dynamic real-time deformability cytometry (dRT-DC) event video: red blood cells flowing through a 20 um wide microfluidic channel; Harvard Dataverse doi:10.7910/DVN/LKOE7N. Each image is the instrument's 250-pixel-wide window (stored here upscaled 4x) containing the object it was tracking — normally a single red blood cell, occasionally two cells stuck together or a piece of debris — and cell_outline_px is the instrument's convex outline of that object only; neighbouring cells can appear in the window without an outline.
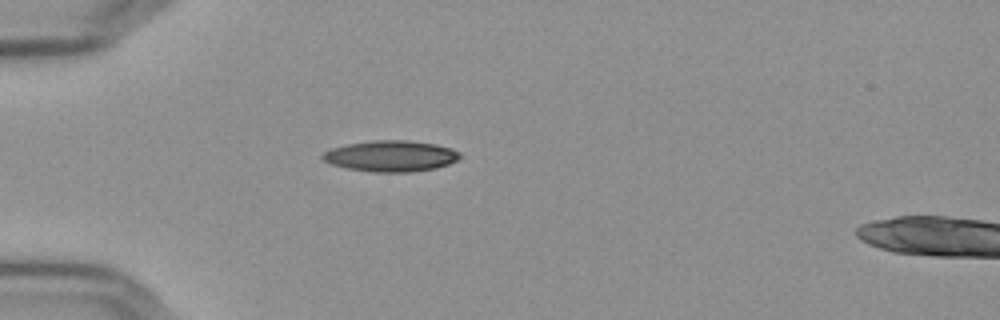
{"species": "Egyptian fruit bat (a non-hibernating species)", "species_latin": "Rousettus aegyptiacus", "temperature_condition": "cold", "stored_images_in_passage": 2, "camera_frame_rate_fps": 3000, "um_per_image_px": 0.085, "frame": {"image": 1, "passage_image": 1, "time_ms": 0.0, "image_size_px": [1000, 320], "cell_outline_px": [[460, 156], [456, 160], [448, 164], [436, 168], [412, 172], [372, 172], [348, 168], [332, 164], [324, 160], [320, 156], [324, 152], [332, 148], [348, 144], [376, 140], [408, 140], [436, 144], [452, 148], [460, 152]], "centroid_in_image_um": [33.24, 13.26], "position_along_channel_um": 51.8, "area_um2": 24.74}}